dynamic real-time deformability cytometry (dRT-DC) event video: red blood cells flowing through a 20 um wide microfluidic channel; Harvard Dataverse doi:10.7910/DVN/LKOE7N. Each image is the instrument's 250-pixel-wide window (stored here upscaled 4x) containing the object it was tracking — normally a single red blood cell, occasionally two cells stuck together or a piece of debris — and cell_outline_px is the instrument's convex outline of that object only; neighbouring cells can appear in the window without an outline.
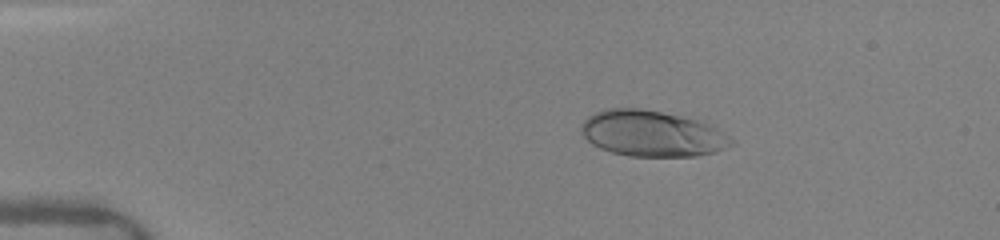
{"species": "human", "species_latin": "Homo sapiens", "temperature_condition": "warm", "stored_images_in_passage": 13, "camera_frame_rate_fps": 3000, "um_per_image_px": 0.085, "donor": {"sex": "female"}, "frame": {"image": 1, "passage_image": 2, "time_ms": 0.333, "image_size_px": [1000, 240], "cell_outline_px": [[736, 140], [732, 144], [716, 152], [696, 156], [628, 156], [612, 152], [600, 148], [592, 144], [580, 132], [580, 124], [588, 116], [604, 108], [640, 108], [708, 120]], "centroid_in_image_um": [55.48, 11.33], "position_along_channel_um": 29.5, "area_um2": 41.04}}